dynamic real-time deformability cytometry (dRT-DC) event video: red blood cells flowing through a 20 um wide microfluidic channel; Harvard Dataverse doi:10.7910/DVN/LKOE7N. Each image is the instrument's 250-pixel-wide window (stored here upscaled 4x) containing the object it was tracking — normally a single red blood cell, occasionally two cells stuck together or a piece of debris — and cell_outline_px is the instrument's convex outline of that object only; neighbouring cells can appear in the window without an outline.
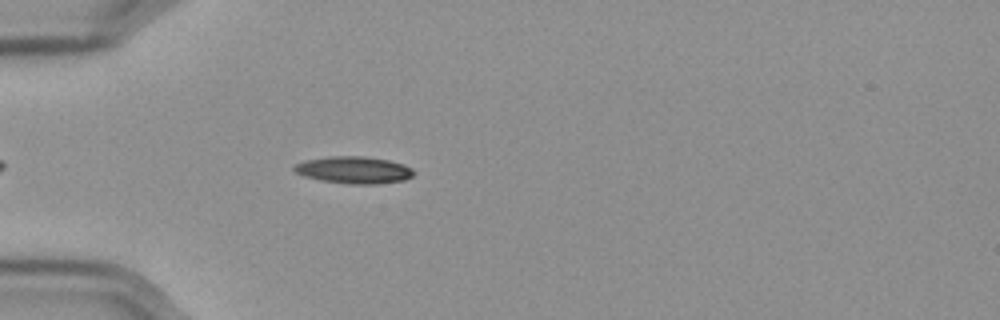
{"species": "Egyptian fruit bat (a non-hibernating species)", "species_latin": "Rousettus aegyptiacus", "temperature_condition": "cold", "stored_images_in_passage": 47, "camera_frame_rate_fps": 3000, "um_per_image_px": 0.085, "frame": {"image": 1, "passage_image": 7, "time_ms": 2.0, "image_size_px": [1000, 320], "cell_outline_px": [[412, 176], [404, 180], [376, 184], [352, 184], [320, 180], [304, 176], [296, 172], [292, 168], [292, 164], [304, 160], [328, 156], [364, 156], [388, 160], [404, 164], [412, 168]], "centroid_in_image_um": [30.03, 14.44], "position_along_channel_um": 55.0, "area_um2": 18.9}}
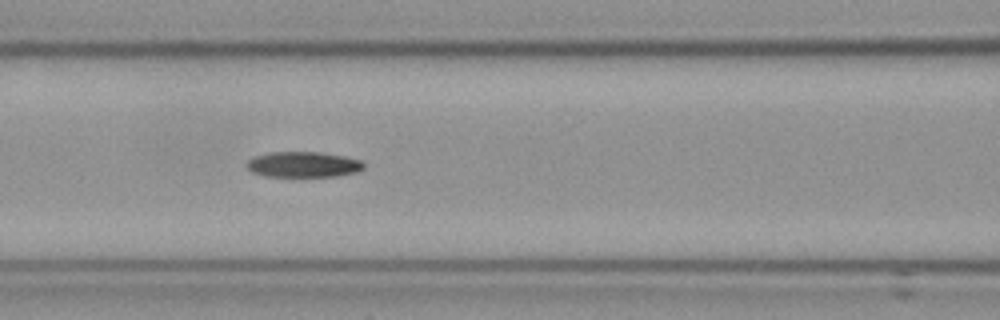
{"frame": {"image": 2, "passage_image": 15, "time_ms": 4.667, "image_size_px": [1000, 320], "cell_outline_px": [[364, 168], [356, 172], [336, 176], [264, 176], [252, 172], [244, 164], [248, 160], [256, 156], [268, 152], [320, 152], [344, 156], [360, 160], [364, 164]], "centroid_in_image_um": [25.76, 13.98], "position_along_channel_um": 140.8, "area_um2": 17.4}}
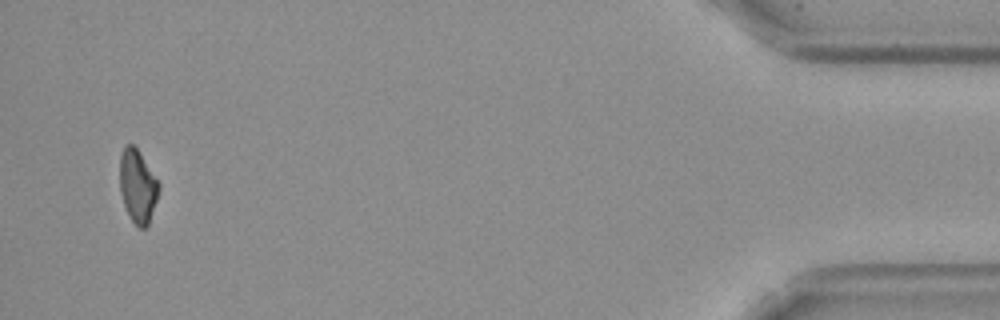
{"frame": {"image": 3, "passage_image": 45, "time_ms": 14.667, "image_size_px": [1000, 320], "cell_outline_px": [[160, 188], [148, 224], [144, 228], [140, 228], [132, 220], [124, 204], [120, 192], [120, 156], [124, 144], [132, 144], [140, 152], [160, 184]], "centroid_in_image_um": [11.69, 15.78], "position_along_channel_um": 423.5, "area_um2": 16.42}, "authors_computed_cell_mechanics": {"area_um2": 17.6868, "velocity_mm_per_s": 3.5818, "shape_relaxation_time_tau1_ms": 8.0145, "shape_relaxation_time_tau2_ms": null, "deformation_change_tau1": 0.2037, "deformation_change_tau2": null}}